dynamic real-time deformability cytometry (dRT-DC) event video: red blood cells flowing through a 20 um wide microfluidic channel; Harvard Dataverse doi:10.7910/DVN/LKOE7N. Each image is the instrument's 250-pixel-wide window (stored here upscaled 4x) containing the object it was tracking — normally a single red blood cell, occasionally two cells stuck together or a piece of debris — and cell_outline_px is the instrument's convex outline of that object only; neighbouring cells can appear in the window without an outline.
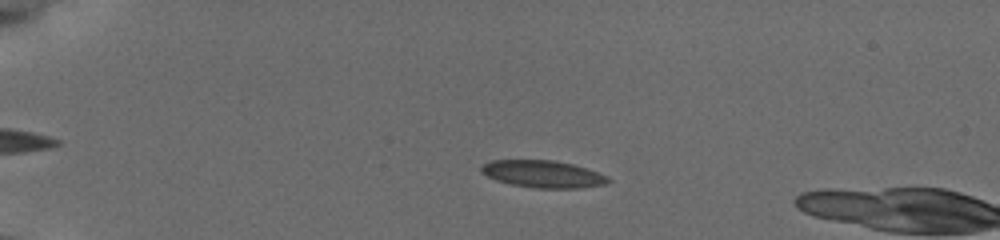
{"species": "common noctule bat (a hibernating species)", "species_latin": "Nyctalus noctula", "temperature_condition": "cold", "stored_images_in_passage": 55, "camera_frame_rate_fps": 3000, "um_per_image_px": 0.085, "animal": {"sex": "female", "body_mass_g": 19.5, "forearm_length_mm": 54.1}, "frame": {"image": 1, "passage_image": 13, "time_ms": 4.0, "image_size_px": [1000, 240], "cell_outline_px": [[612, 180], [604, 184], [580, 188], [532, 188], [512, 184], [496, 180], [480, 172], [480, 168], [484, 164], [492, 160], [552, 160], [572, 164], [608, 176]], "centroid_in_image_um": [46.14, 14.8], "position_along_channel_um": 38.9, "area_um2": 19.94}}
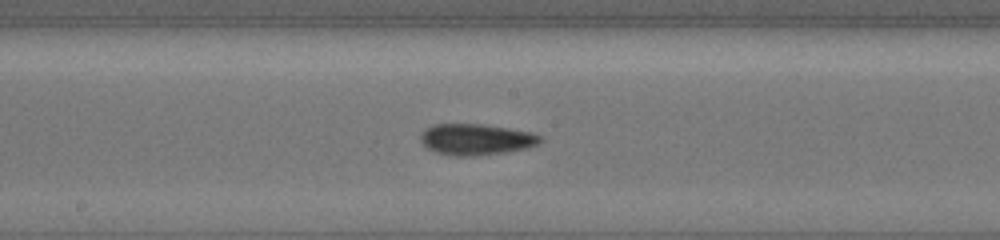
{"frame": {"image": 2, "passage_image": 31, "time_ms": 10.0, "image_size_px": [1000, 240], "cell_outline_px": [[544, 140], [540, 144], [528, 148], [504, 152], [472, 156], [456, 156], [436, 152], [428, 148], [420, 140], [420, 136], [424, 128], [432, 124], [484, 124], [532, 132], [544, 136]], "centroid_in_image_um": [40.51, 11.84], "position_along_channel_um": 207.7, "area_um2": 21.96}}
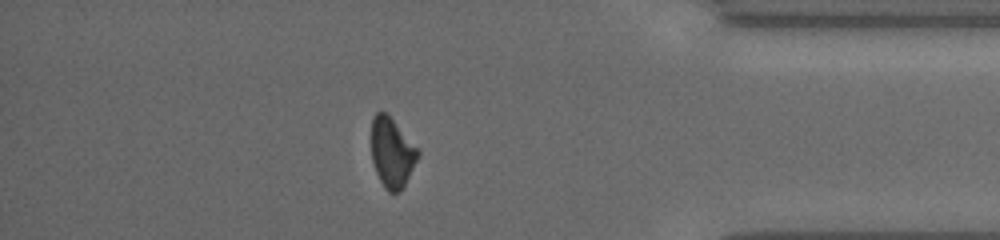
{"frame": {"image": 3, "passage_image": 48, "time_ms": 15.667, "image_size_px": [1000, 240], "cell_outline_px": [[420, 152], [400, 192], [388, 192], [384, 188], [376, 172], [372, 160], [372, 116], [376, 112], [384, 112], [420, 148]], "centroid_in_image_um": [33.31, 12.97], "position_along_channel_um": 401.9, "area_um2": 18.61}}